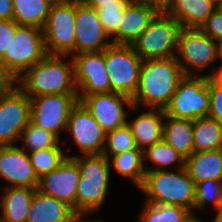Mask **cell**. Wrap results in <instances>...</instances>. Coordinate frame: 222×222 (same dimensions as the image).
Here are the masks:
<instances>
[{
  "instance_id": "1",
  "label": "cell",
  "mask_w": 222,
  "mask_h": 222,
  "mask_svg": "<svg viewBox=\"0 0 222 222\" xmlns=\"http://www.w3.org/2000/svg\"><path fill=\"white\" fill-rule=\"evenodd\" d=\"M69 63L65 58H69ZM14 84L29 98L42 95H77L74 63L69 55H46L40 62L25 70Z\"/></svg>"
},
{
  "instance_id": "2",
  "label": "cell",
  "mask_w": 222,
  "mask_h": 222,
  "mask_svg": "<svg viewBox=\"0 0 222 222\" xmlns=\"http://www.w3.org/2000/svg\"><path fill=\"white\" fill-rule=\"evenodd\" d=\"M184 76L176 57L143 60L133 106L164 110Z\"/></svg>"
},
{
  "instance_id": "3",
  "label": "cell",
  "mask_w": 222,
  "mask_h": 222,
  "mask_svg": "<svg viewBox=\"0 0 222 222\" xmlns=\"http://www.w3.org/2000/svg\"><path fill=\"white\" fill-rule=\"evenodd\" d=\"M79 166L76 214L90 215L105 203L109 188L110 159L105 155H72Z\"/></svg>"
},
{
  "instance_id": "4",
  "label": "cell",
  "mask_w": 222,
  "mask_h": 222,
  "mask_svg": "<svg viewBox=\"0 0 222 222\" xmlns=\"http://www.w3.org/2000/svg\"><path fill=\"white\" fill-rule=\"evenodd\" d=\"M176 171H148L139 189L146 195L148 203L181 206L192 212L195 183L185 167L177 168Z\"/></svg>"
},
{
  "instance_id": "5",
  "label": "cell",
  "mask_w": 222,
  "mask_h": 222,
  "mask_svg": "<svg viewBox=\"0 0 222 222\" xmlns=\"http://www.w3.org/2000/svg\"><path fill=\"white\" fill-rule=\"evenodd\" d=\"M46 55L43 29L17 25L14 37H11L9 50L5 51L0 63L3 70L14 81Z\"/></svg>"
},
{
  "instance_id": "6",
  "label": "cell",
  "mask_w": 222,
  "mask_h": 222,
  "mask_svg": "<svg viewBox=\"0 0 222 222\" xmlns=\"http://www.w3.org/2000/svg\"><path fill=\"white\" fill-rule=\"evenodd\" d=\"M180 29L171 15L158 12L132 46L142 60L176 57Z\"/></svg>"
},
{
  "instance_id": "7",
  "label": "cell",
  "mask_w": 222,
  "mask_h": 222,
  "mask_svg": "<svg viewBox=\"0 0 222 222\" xmlns=\"http://www.w3.org/2000/svg\"><path fill=\"white\" fill-rule=\"evenodd\" d=\"M207 83L206 75H185L164 109L165 115L190 121L208 116L210 93Z\"/></svg>"
},
{
  "instance_id": "8",
  "label": "cell",
  "mask_w": 222,
  "mask_h": 222,
  "mask_svg": "<svg viewBox=\"0 0 222 222\" xmlns=\"http://www.w3.org/2000/svg\"><path fill=\"white\" fill-rule=\"evenodd\" d=\"M142 62L132 45L108 46L105 49V68L110 78V92L133 98L137 92Z\"/></svg>"
},
{
  "instance_id": "9",
  "label": "cell",
  "mask_w": 222,
  "mask_h": 222,
  "mask_svg": "<svg viewBox=\"0 0 222 222\" xmlns=\"http://www.w3.org/2000/svg\"><path fill=\"white\" fill-rule=\"evenodd\" d=\"M219 44L201 29L181 27L176 59L183 74L196 75L210 67L218 59Z\"/></svg>"
},
{
  "instance_id": "10",
  "label": "cell",
  "mask_w": 222,
  "mask_h": 222,
  "mask_svg": "<svg viewBox=\"0 0 222 222\" xmlns=\"http://www.w3.org/2000/svg\"><path fill=\"white\" fill-rule=\"evenodd\" d=\"M76 2L53 3L43 27L48 55H75Z\"/></svg>"
},
{
  "instance_id": "11",
  "label": "cell",
  "mask_w": 222,
  "mask_h": 222,
  "mask_svg": "<svg viewBox=\"0 0 222 222\" xmlns=\"http://www.w3.org/2000/svg\"><path fill=\"white\" fill-rule=\"evenodd\" d=\"M30 121L55 135L66 131L72 109L79 102L78 95L53 94L29 98Z\"/></svg>"
},
{
  "instance_id": "12",
  "label": "cell",
  "mask_w": 222,
  "mask_h": 222,
  "mask_svg": "<svg viewBox=\"0 0 222 222\" xmlns=\"http://www.w3.org/2000/svg\"><path fill=\"white\" fill-rule=\"evenodd\" d=\"M29 122V97L13 84L0 93V146L15 145Z\"/></svg>"
},
{
  "instance_id": "13",
  "label": "cell",
  "mask_w": 222,
  "mask_h": 222,
  "mask_svg": "<svg viewBox=\"0 0 222 222\" xmlns=\"http://www.w3.org/2000/svg\"><path fill=\"white\" fill-rule=\"evenodd\" d=\"M78 99L84 108L92 114L105 133L128 122L124 104L126 107L128 106L129 110L134 111L136 109L133 106L132 98L117 92L78 96Z\"/></svg>"
},
{
  "instance_id": "14",
  "label": "cell",
  "mask_w": 222,
  "mask_h": 222,
  "mask_svg": "<svg viewBox=\"0 0 222 222\" xmlns=\"http://www.w3.org/2000/svg\"><path fill=\"white\" fill-rule=\"evenodd\" d=\"M78 96L110 92V78L105 68V50L73 55Z\"/></svg>"
},
{
  "instance_id": "15",
  "label": "cell",
  "mask_w": 222,
  "mask_h": 222,
  "mask_svg": "<svg viewBox=\"0 0 222 222\" xmlns=\"http://www.w3.org/2000/svg\"><path fill=\"white\" fill-rule=\"evenodd\" d=\"M66 131H70L82 155L102 154L106 133L80 102L69 115Z\"/></svg>"
},
{
  "instance_id": "16",
  "label": "cell",
  "mask_w": 222,
  "mask_h": 222,
  "mask_svg": "<svg viewBox=\"0 0 222 222\" xmlns=\"http://www.w3.org/2000/svg\"><path fill=\"white\" fill-rule=\"evenodd\" d=\"M80 178L78 163L68 158L54 171L39 178L37 190L70 206L76 213V193Z\"/></svg>"
},
{
  "instance_id": "17",
  "label": "cell",
  "mask_w": 222,
  "mask_h": 222,
  "mask_svg": "<svg viewBox=\"0 0 222 222\" xmlns=\"http://www.w3.org/2000/svg\"><path fill=\"white\" fill-rule=\"evenodd\" d=\"M75 28V55L101 52L112 44L111 41L106 40L109 37L103 30L97 10L77 2Z\"/></svg>"
},
{
  "instance_id": "18",
  "label": "cell",
  "mask_w": 222,
  "mask_h": 222,
  "mask_svg": "<svg viewBox=\"0 0 222 222\" xmlns=\"http://www.w3.org/2000/svg\"><path fill=\"white\" fill-rule=\"evenodd\" d=\"M0 176L10 187L37 188L39 183L29 154L18 145L0 146Z\"/></svg>"
},
{
  "instance_id": "19",
  "label": "cell",
  "mask_w": 222,
  "mask_h": 222,
  "mask_svg": "<svg viewBox=\"0 0 222 222\" xmlns=\"http://www.w3.org/2000/svg\"><path fill=\"white\" fill-rule=\"evenodd\" d=\"M158 11L140 0H131L125 7L112 44L133 45L149 26Z\"/></svg>"
},
{
  "instance_id": "20",
  "label": "cell",
  "mask_w": 222,
  "mask_h": 222,
  "mask_svg": "<svg viewBox=\"0 0 222 222\" xmlns=\"http://www.w3.org/2000/svg\"><path fill=\"white\" fill-rule=\"evenodd\" d=\"M77 216L64 202L36 189L26 222H73Z\"/></svg>"
},
{
  "instance_id": "21",
  "label": "cell",
  "mask_w": 222,
  "mask_h": 222,
  "mask_svg": "<svg viewBox=\"0 0 222 222\" xmlns=\"http://www.w3.org/2000/svg\"><path fill=\"white\" fill-rule=\"evenodd\" d=\"M147 110L139 114L134 121L127 122L138 149L142 151L163 139L162 120L165 119V111L151 108Z\"/></svg>"
},
{
  "instance_id": "22",
  "label": "cell",
  "mask_w": 222,
  "mask_h": 222,
  "mask_svg": "<svg viewBox=\"0 0 222 222\" xmlns=\"http://www.w3.org/2000/svg\"><path fill=\"white\" fill-rule=\"evenodd\" d=\"M217 6L208 0H172L166 11L183 28L200 29Z\"/></svg>"
},
{
  "instance_id": "23",
  "label": "cell",
  "mask_w": 222,
  "mask_h": 222,
  "mask_svg": "<svg viewBox=\"0 0 222 222\" xmlns=\"http://www.w3.org/2000/svg\"><path fill=\"white\" fill-rule=\"evenodd\" d=\"M36 189L9 185L4 187L5 191L0 198V222H26Z\"/></svg>"
},
{
  "instance_id": "24",
  "label": "cell",
  "mask_w": 222,
  "mask_h": 222,
  "mask_svg": "<svg viewBox=\"0 0 222 222\" xmlns=\"http://www.w3.org/2000/svg\"><path fill=\"white\" fill-rule=\"evenodd\" d=\"M185 168L194 183L222 181V148L194 152L185 159Z\"/></svg>"
},
{
  "instance_id": "25",
  "label": "cell",
  "mask_w": 222,
  "mask_h": 222,
  "mask_svg": "<svg viewBox=\"0 0 222 222\" xmlns=\"http://www.w3.org/2000/svg\"><path fill=\"white\" fill-rule=\"evenodd\" d=\"M163 140L185 159L194 153L193 121L165 115Z\"/></svg>"
},
{
  "instance_id": "26",
  "label": "cell",
  "mask_w": 222,
  "mask_h": 222,
  "mask_svg": "<svg viewBox=\"0 0 222 222\" xmlns=\"http://www.w3.org/2000/svg\"><path fill=\"white\" fill-rule=\"evenodd\" d=\"M13 21L18 25L43 29L46 24L52 0H12Z\"/></svg>"
},
{
  "instance_id": "27",
  "label": "cell",
  "mask_w": 222,
  "mask_h": 222,
  "mask_svg": "<svg viewBox=\"0 0 222 222\" xmlns=\"http://www.w3.org/2000/svg\"><path fill=\"white\" fill-rule=\"evenodd\" d=\"M194 152L222 148V124L206 116L193 121Z\"/></svg>"
},
{
  "instance_id": "28",
  "label": "cell",
  "mask_w": 222,
  "mask_h": 222,
  "mask_svg": "<svg viewBox=\"0 0 222 222\" xmlns=\"http://www.w3.org/2000/svg\"><path fill=\"white\" fill-rule=\"evenodd\" d=\"M109 158L112 160L110 166L112 165L118 174L130 178L138 189L143 185L146 174L144 165L147 163L144 164L143 162L142 150H129L112 155Z\"/></svg>"
},
{
  "instance_id": "29",
  "label": "cell",
  "mask_w": 222,
  "mask_h": 222,
  "mask_svg": "<svg viewBox=\"0 0 222 222\" xmlns=\"http://www.w3.org/2000/svg\"><path fill=\"white\" fill-rule=\"evenodd\" d=\"M146 158L152 161L154 166L147 167L144 165L145 172L168 170L167 166L169 167L174 163H179L178 168L185 167V158L163 139L143 151V162Z\"/></svg>"
},
{
  "instance_id": "30",
  "label": "cell",
  "mask_w": 222,
  "mask_h": 222,
  "mask_svg": "<svg viewBox=\"0 0 222 222\" xmlns=\"http://www.w3.org/2000/svg\"><path fill=\"white\" fill-rule=\"evenodd\" d=\"M139 216L140 222H183L192 212L186 208L168 204L145 202Z\"/></svg>"
},
{
  "instance_id": "31",
  "label": "cell",
  "mask_w": 222,
  "mask_h": 222,
  "mask_svg": "<svg viewBox=\"0 0 222 222\" xmlns=\"http://www.w3.org/2000/svg\"><path fill=\"white\" fill-rule=\"evenodd\" d=\"M23 142V150L33 152L47 148H61L59 139L52 133L33 124L31 121L20 134L19 140Z\"/></svg>"
},
{
  "instance_id": "32",
  "label": "cell",
  "mask_w": 222,
  "mask_h": 222,
  "mask_svg": "<svg viewBox=\"0 0 222 222\" xmlns=\"http://www.w3.org/2000/svg\"><path fill=\"white\" fill-rule=\"evenodd\" d=\"M129 150L140 149H138L131 128L127 123L106 133L102 155L109 159L110 155H116Z\"/></svg>"
},
{
  "instance_id": "33",
  "label": "cell",
  "mask_w": 222,
  "mask_h": 222,
  "mask_svg": "<svg viewBox=\"0 0 222 222\" xmlns=\"http://www.w3.org/2000/svg\"><path fill=\"white\" fill-rule=\"evenodd\" d=\"M28 154L38 179L56 170L67 159L62 148H47Z\"/></svg>"
},
{
  "instance_id": "34",
  "label": "cell",
  "mask_w": 222,
  "mask_h": 222,
  "mask_svg": "<svg viewBox=\"0 0 222 222\" xmlns=\"http://www.w3.org/2000/svg\"><path fill=\"white\" fill-rule=\"evenodd\" d=\"M211 201L215 209L222 205V181L207 180L196 183L193 209H204Z\"/></svg>"
},
{
  "instance_id": "35",
  "label": "cell",
  "mask_w": 222,
  "mask_h": 222,
  "mask_svg": "<svg viewBox=\"0 0 222 222\" xmlns=\"http://www.w3.org/2000/svg\"><path fill=\"white\" fill-rule=\"evenodd\" d=\"M127 5L128 3H109L96 9L103 30L108 37H112L118 31L123 11Z\"/></svg>"
},
{
  "instance_id": "36",
  "label": "cell",
  "mask_w": 222,
  "mask_h": 222,
  "mask_svg": "<svg viewBox=\"0 0 222 222\" xmlns=\"http://www.w3.org/2000/svg\"><path fill=\"white\" fill-rule=\"evenodd\" d=\"M207 84L210 93L208 116L222 124V86L216 85L209 77Z\"/></svg>"
},
{
  "instance_id": "37",
  "label": "cell",
  "mask_w": 222,
  "mask_h": 222,
  "mask_svg": "<svg viewBox=\"0 0 222 222\" xmlns=\"http://www.w3.org/2000/svg\"><path fill=\"white\" fill-rule=\"evenodd\" d=\"M205 34L218 43L222 42V12L217 8L200 28Z\"/></svg>"
},
{
  "instance_id": "38",
  "label": "cell",
  "mask_w": 222,
  "mask_h": 222,
  "mask_svg": "<svg viewBox=\"0 0 222 222\" xmlns=\"http://www.w3.org/2000/svg\"><path fill=\"white\" fill-rule=\"evenodd\" d=\"M17 25L13 20H0V59L5 51L9 50L11 37H14Z\"/></svg>"
},
{
  "instance_id": "39",
  "label": "cell",
  "mask_w": 222,
  "mask_h": 222,
  "mask_svg": "<svg viewBox=\"0 0 222 222\" xmlns=\"http://www.w3.org/2000/svg\"><path fill=\"white\" fill-rule=\"evenodd\" d=\"M0 20H13L12 0H0Z\"/></svg>"
},
{
  "instance_id": "40",
  "label": "cell",
  "mask_w": 222,
  "mask_h": 222,
  "mask_svg": "<svg viewBox=\"0 0 222 222\" xmlns=\"http://www.w3.org/2000/svg\"><path fill=\"white\" fill-rule=\"evenodd\" d=\"M131 0H77L76 2L83 6H88L93 9H97L99 6H103V4L109 3H129Z\"/></svg>"
},
{
  "instance_id": "41",
  "label": "cell",
  "mask_w": 222,
  "mask_h": 222,
  "mask_svg": "<svg viewBox=\"0 0 222 222\" xmlns=\"http://www.w3.org/2000/svg\"><path fill=\"white\" fill-rule=\"evenodd\" d=\"M147 5L155 8L158 12H166L170 5L172 4V0H140Z\"/></svg>"
},
{
  "instance_id": "42",
  "label": "cell",
  "mask_w": 222,
  "mask_h": 222,
  "mask_svg": "<svg viewBox=\"0 0 222 222\" xmlns=\"http://www.w3.org/2000/svg\"><path fill=\"white\" fill-rule=\"evenodd\" d=\"M13 84H14V81L3 70V67L0 63V93L9 89Z\"/></svg>"
},
{
  "instance_id": "43",
  "label": "cell",
  "mask_w": 222,
  "mask_h": 222,
  "mask_svg": "<svg viewBox=\"0 0 222 222\" xmlns=\"http://www.w3.org/2000/svg\"><path fill=\"white\" fill-rule=\"evenodd\" d=\"M204 75L208 76L216 85L222 86V69Z\"/></svg>"
},
{
  "instance_id": "44",
  "label": "cell",
  "mask_w": 222,
  "mask_h": 222,
  "mask_svg": "<svg viewBox=\"0 0 222 222\" xmlns=\"http://www.w3.org/2000/svg\"><path fill=\"white\" fill-rule=\"evenodd\" d=\"M183 222H205V221L196 217L194 212H192Z\"/></svg>"
},
{
  "instance_id": "45",
  "label": "cell",
  "mask_w": 222,
  "mask_h": 222,
  "mask_svg": "<svg viewBox=\"0 0 222 222\" xmlns=\"http://www.w3.org/2000/svg\"><path fill=\"white\" fill-rule=\"evenodd\" d=\"M217 214L213 220V222H222V205H220L217 209Z\"/></svg>"
},
{
  "instance_id": "46",
  "label": "cell",
  "mask_w": 222,
  "mask_h": 222,
  "mask_svg": "<svg viewBox=\"0 0 222 222\" xmlns=\"http://www.w3.org/2000/svg\"><path fill=\"white\" fill-rule=\"evenodd\" d=\"M83 217H84V214L78 215V222H104V221H102V220H96V219L93 220V221L88 219V220L86 221V219L83 220V219H84Z\"/></svg>"
},
{
  "instance_id": "47",
  "label": "cell",
  "mask_w": 222,
  "mask_h": 222,
  "mask_svg": "<svg viewBox=\"0 0 222 222\" xmlns=\"http://www.w3.org/2000/svg\"><path fill=\"white\" fill-rule=\"evenodd\" d=\"M218 58L222 61V42L219 44ZM219 69H222V66Z\"/></svg>"
},
{
  "instance_id": "48",
  "label": "cell",
  "mask_w": 222,
  "mask_h": 222,
  "mask_svg": "<svg viewBox=\"0 0 222 222\" xmlns=\"http://www.w3.org/2000/svg\"><path fill=\"white\" fill-rule=\"evenodd\" d=\"M54 3H62V2H76L77 0H52Z\"/></svg>"
},
{
  "instance_id": "49",
  "label": "cell",
  "mask_w": 222,
  "mask_h": 222,
  "mask_svg": "<svg viewBox=\"0 0 222 222\" xmlns=\"http://www.w3.org/2000/svg\"><path fill=\"white\" fill-rule=\"evenodd\" d=\"M217 9L222 12V0L219 1Z\"/></svg>"
},
{
  "instance_id": "50",
  "label": "cell",
  "mask_w": 222,
  "mask_h": 222,
  "mask_svg": "<svg viewBox=\"0 0 222 222\" xmlns=\"http://www.w3.org/2000/svg\"><path fill=\"white\" fill-rule=\"evenodd\" d=\"M208 1L214 3L216 6H218L220 0H208Z\"/></svg>"
},
{
  "instance_id": "51",
  "label": "cell",
  "mask_w": 222,
  "mask_h": 222,
  "mask_svg": "<svg viewBox=\"0 0 222 222\" xmlns=\"http://www.w3.org/2000/svg\"><path fill=\"white\" fill-rule=\"evenodd\" d=\"M73 222H78V216H77V218Z\"/></svg>"
}]
</instances>
